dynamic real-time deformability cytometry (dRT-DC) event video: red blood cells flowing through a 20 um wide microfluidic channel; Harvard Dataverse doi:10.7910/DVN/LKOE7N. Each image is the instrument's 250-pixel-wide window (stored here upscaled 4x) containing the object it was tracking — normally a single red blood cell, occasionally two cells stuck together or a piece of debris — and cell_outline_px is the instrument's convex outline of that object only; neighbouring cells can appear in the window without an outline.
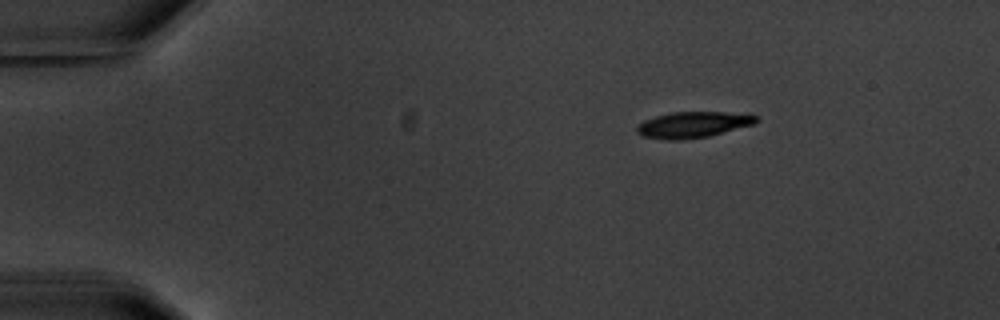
{"species": "common noctule bat (a hibernating species)", "species_latin": "Nyctalus noctula", "temperature_condition": "warm", "stored_images_in_passage": 12, "camera_frame_rate_fps": 3000, "um_per_image_px": 0.085, "animal": {"sex": "male", "body_mass_g": 20.1, "forearm_length_mm": 53.5}, "frame": {"image": 1, "passage_image": 1, "time_ms": 0.0, "image_size_px": [1000, 320], "cell_outline_px": [[760, 120], [752, 124], [708, 136], [680, 140], [668, 140], [644, 136], [636, 132], [636, 128], [644, 120], [656, 116], [672, 112], [724, 112], [760, 116]], "centroid_in_image_um": [58.89, 10.59], "position_along_channel_um": 26.1, "area_um2": 17.8}}
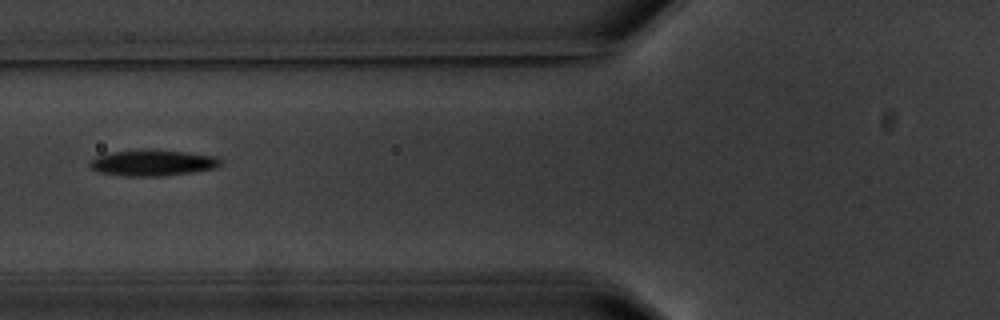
{"frame": {"image": 2, "passage_image": 4, "time_ms": 4.667, "image_size_px": [1000, 320], "cell_outline_px": [[220, 164], [212, 168], [192, 172], [160, 176], [124, 176], [96, 172], [88, 164], [96, 156], [112, 152], [144, 148], [152, 148], [188, 152], [216, 156], [220, 160]], "centroid_in_image_um": [12.92, 13.82], "position_along_channel_um": 112.9, "area_um2": 20.06}}
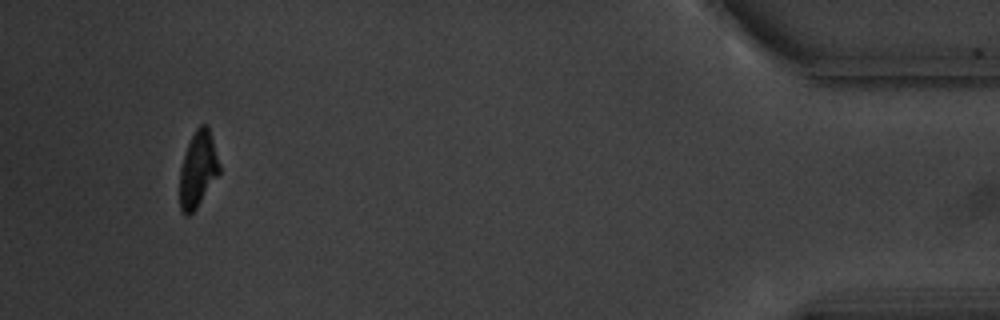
{"frame": {"image": 3, "passage_image": 12, "time_ms": 15.333, "image_size_px": [1000, 320], "cell_outline_px": [[220, 172], [196, 208], [188, 216], [184, 216], [180, 212], [180, 168], [188, 144], [196, 128], [200, 124], [208, 124], [220, 164]], "centroid_in_image_um": [16.82, 14.39], "position_along_channel_um": 418.4, "area_um2": 17.46}, "authors_computed_cell_mechanics": {"area_um2": 18.6694, "velocity_mm_per_s": 3.4809, "shape_relaxation_time_tau1_ms": 3.3489, "shape_relaxation_time_tau2_ms": 9.9803, "deformation_change_tau1": 0.1112, "deformation_change_tau2": 0.1673}}